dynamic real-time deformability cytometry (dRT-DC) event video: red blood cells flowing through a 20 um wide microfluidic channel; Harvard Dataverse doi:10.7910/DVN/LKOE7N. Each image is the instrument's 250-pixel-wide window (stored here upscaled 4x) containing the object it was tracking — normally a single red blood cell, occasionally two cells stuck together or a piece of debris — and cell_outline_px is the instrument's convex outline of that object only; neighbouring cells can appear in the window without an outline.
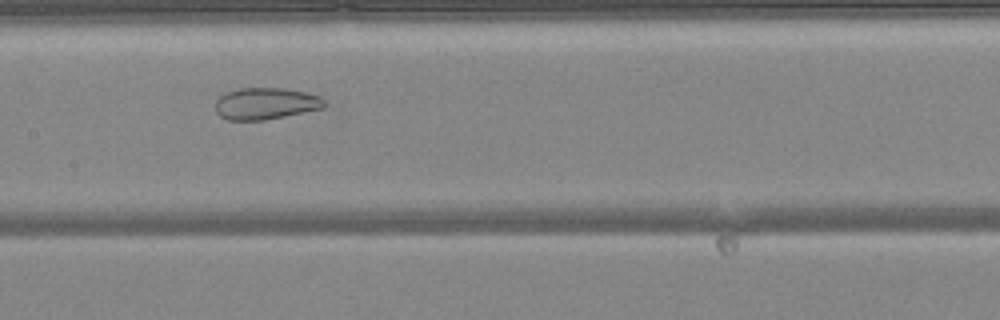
{"species": "common noctule bat (a hibernating species)", "species_latin": "Nyctalus noctula", "temperature_condition": "warm", "stored_images_in_passage": 47, "camera_frame_rate_fps": 3000, "um_per_image_px": 0.085, "animal": {"sex": "female", "body_mass_g": 24.6, "forearm_length_mm": 56.2}, "frame": {"image": 1, "passage_image": 23, "time_ms": 7.333, "image_size_px": [1000, 320], "cell_outline_px": [[328, 104], [324, 108], [264, 120], [228, 120], [220, 116], [216, 112], [216, 100], [220, 96], [228, 92], [240, 88], [284, 88], [304, 92], [316, 96], [324, 100]], "centroid_in_image_um": [22.58, 8.81], "position_along_channel_um": 184.8, "area_um2": 20.0}}
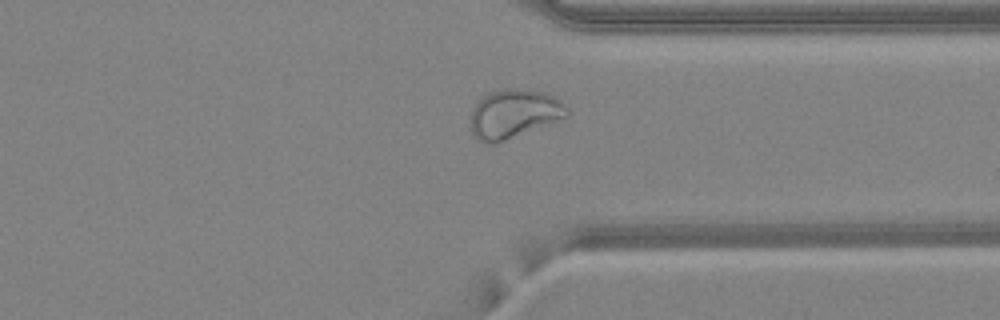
{"frame": {"image": 2, "passage_image": 36, "time_ms": 11.667, "image_size_px": [1000, 320], "cell_outline_px": [[568, 116], [504, 140], [492, 144], [488, 144], [480, 140], [472, 132], [472, 108], [484, 96], [492, 92], [504, 88], [524, 88], [544, 92], [560, 100], [568, 108]], "centroid_in_image_um": [43.7, 9.64], "position_along_channel_um": 367.7, "area_um2": 26.82}}
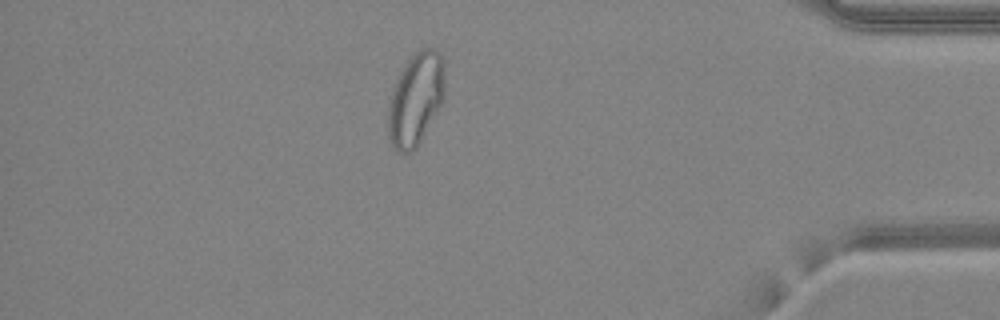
{"frame": {"image": 3, "passage_image": 41, "time_ms": 13.333, "image_size_px": [1000, 320], "cell_outline_px": [[444, 100], [416, 148], [412, 152], [400, 152], [392, 144], [388, 136], [388, 104], [396, 80], [404, 64], [420, 48], [436, 48], [444, 60]], "centroid_in_image_um": [35.34, 8.4], "position_along_channel_um": 399.9, "area_um2": 30.58}}